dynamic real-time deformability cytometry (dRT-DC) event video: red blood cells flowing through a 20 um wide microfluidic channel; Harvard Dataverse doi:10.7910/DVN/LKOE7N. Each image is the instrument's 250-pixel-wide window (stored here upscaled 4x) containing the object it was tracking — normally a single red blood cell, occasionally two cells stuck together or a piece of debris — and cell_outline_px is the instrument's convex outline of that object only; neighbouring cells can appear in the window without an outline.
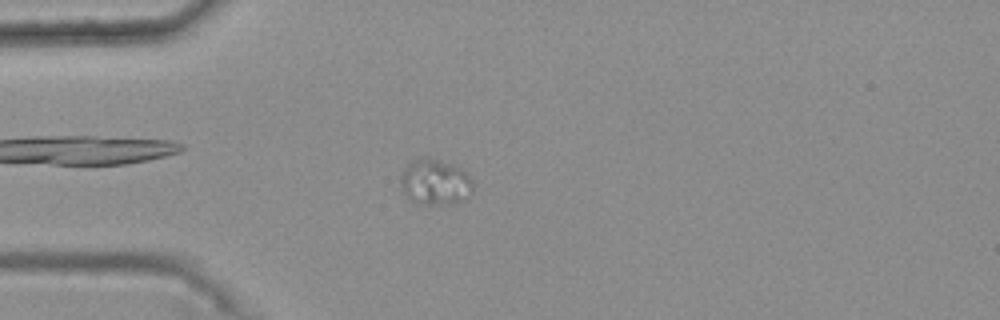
{"species": "common noctule bat (a hibernating species)", "species_latin": "Nyctalus noctula", "temperature_condition": "warm", "stored_images_in_passage": 13, "segment_of_instrument_passage": [1, 2], "camera_frame_rate_fps": 3000, "um_per_image_px": 0.085, "animal": {"sex": "female", "body_mass_g": 25.1}, "frame": {"image": 1, "passage_image": 5, "time_ms": 1.333, "image_size_px": [1000, 320], "cell_outline_px": [[472, 196], [464, 200], [452, 204], [416, 204], [404, 192], [400, 184], [400, 176], [404, 168], [408, 164], [420, 156], [428, 156], [452, 164], [460, 168], [472, 180]], "centroid_in_image_um": [36.98, 15.47], "position_along_channel_um": 48.0, "area_um2": 19.54}}